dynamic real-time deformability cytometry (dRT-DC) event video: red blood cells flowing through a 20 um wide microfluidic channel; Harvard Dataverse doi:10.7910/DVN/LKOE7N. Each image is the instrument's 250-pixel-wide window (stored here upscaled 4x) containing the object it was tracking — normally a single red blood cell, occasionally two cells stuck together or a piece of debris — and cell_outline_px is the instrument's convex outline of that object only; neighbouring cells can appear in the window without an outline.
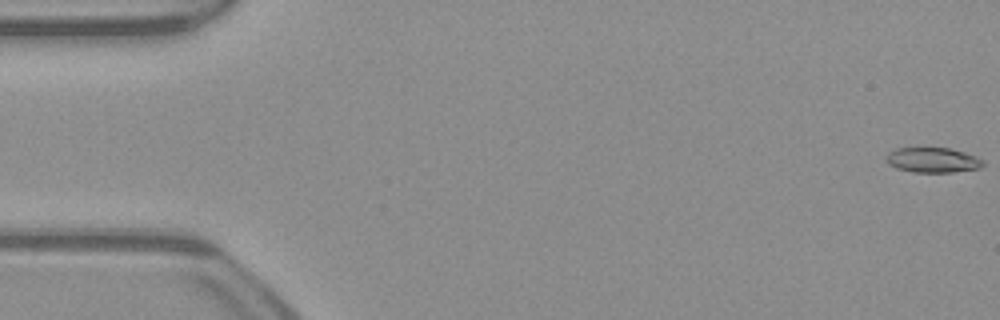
{"species": "common noctule bat (a hibernating species)", "species_latin": "Nyctalus noctula", "temperature_condition": "warm", "stored_images_in_passage": 53, "camera_frame_rate_fps": 3000, "um_per_image_px": 0.085, "animal": {"sex": "male", "body_mass_g": 23.1, "forearm_length_mm": 52.7}, "frame": {"image": 1, "passage_image": 1, "time_ms": 0.0, "image_size_px": [1000, 320], "cell_outline_px": [[984, 164], [980, 168], [952, 172], [912, 172], [896, 168], [888, 164], [884, 160], [884, 156], [888, 152], [896, 148], [948, 148], [964, 152], [976, 156], [984, 160]], "centroid_in_image_um": [79.24, 13.6], "position_along_channel_um": 5.8, "area_um2": 14.28}}
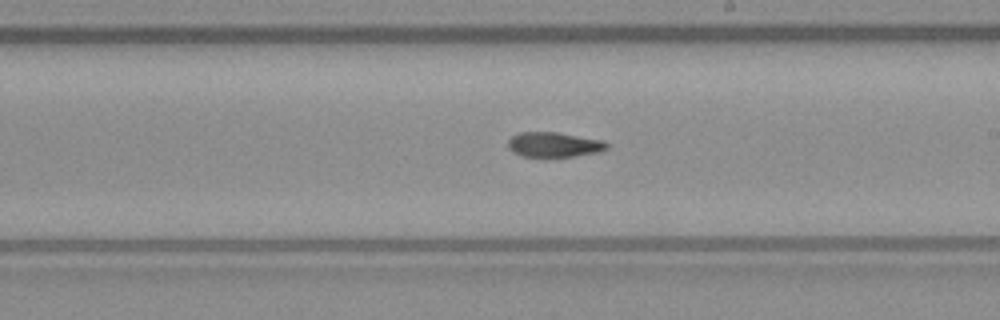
{"frame": {"image": 2, "passage_image": 30, "time_ms": 9.667, "image_size_px": [1000, 320], "cell_outline_px": [[608, 148], [600, 152], [576, 156], [520, 156], [512, 152], [508, 148], [508, 140], [512, 136], [520, 132], [556, 132], [604, 140], [608, 144]], "centroid_in_image_um": [47.1, 12.29], "position_along_channel_um": 241.9, "area_um2": 14.39}}
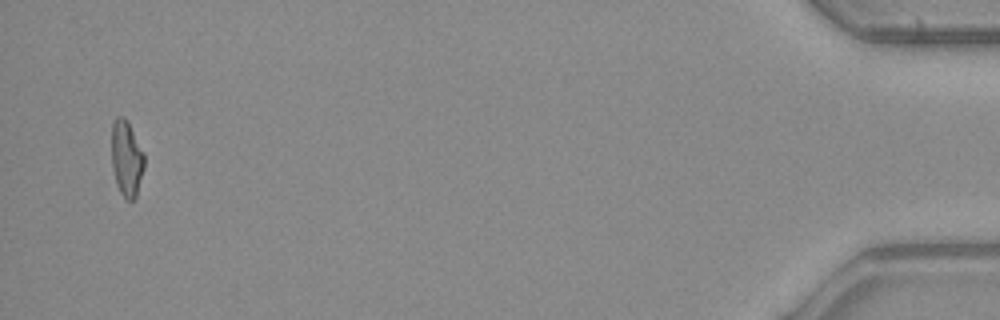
{"frame": {"image": 3, "passage_image": 51, "time_ms": 16.667, "image_size_px": [1000, 320], "cell_outline_px": [[144, 168], [136, 196], [132, 200], [128, 200], [120, 192], [116, 184], [112, 168], [112, 124], [116, 116], [124, 116], [128, 120], [144, 152]], "centroid_in_image_um": [10.76, 13.43], "position_along_channel_um": 424.4, "area_um2": 14.57}, "authors_computed_cell_mechanics": {"area_um2": 14.9124, "velocity_mm_per_s": 3.9823, "shape_relaxation_time_tau1_ms": null, "shape_relaxation_time_tau2_ms": 4.2775, "deformation_change_tau1": null, "deformation_change_tau2": 0.1189}}